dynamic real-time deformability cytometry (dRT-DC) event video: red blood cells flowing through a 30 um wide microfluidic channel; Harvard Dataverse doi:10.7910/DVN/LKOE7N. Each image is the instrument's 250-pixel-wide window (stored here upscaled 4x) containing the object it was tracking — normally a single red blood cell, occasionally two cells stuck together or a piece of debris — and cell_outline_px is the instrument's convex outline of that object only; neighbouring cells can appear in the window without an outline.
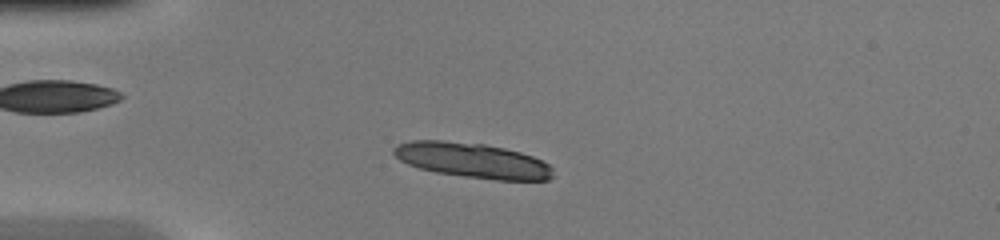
{"species": "common noctule bat (a hibernating species)", "species_latin": "Nyctalus noctula", "temperature_condition": "warm", "stored_images_in_passage": 41, "camera_frame_rate_fps": 3000, "um_per_image_px": 0.085, "animal": {"sex": "female", "body_mass_g": 20.0, "forearm_length_mm": 54.0}, "frame": {"image": 1, "passage_image": 7, "time_ms": 2.0, "image_size_px": [1000, 240], "cell_outline_px": [[552, 176], [548, 180], [496, 180], [464, 176], [436, 172], [420, 168], [408, 164], [400, 160], [392, 152], [392, 148], [396, 144], [412, 140], [444, 140], [484, 144], [504, 148], [520, 152], [532, 156], [548, 164], [552, 168]], "centroid_in_image_um": [40.13, 13.62], "position_along_channel_um": 44.9, "area_um2": 32.43}}